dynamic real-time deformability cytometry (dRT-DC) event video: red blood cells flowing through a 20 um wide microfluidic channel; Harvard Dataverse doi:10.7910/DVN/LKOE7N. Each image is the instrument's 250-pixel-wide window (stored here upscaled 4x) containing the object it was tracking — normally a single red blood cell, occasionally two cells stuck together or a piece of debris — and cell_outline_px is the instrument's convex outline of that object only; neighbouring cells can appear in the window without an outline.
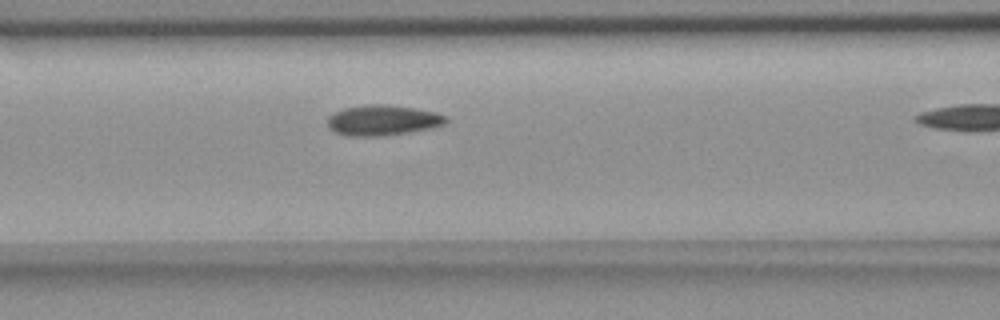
{"species": "common noctule bat (a hibernating species)", "species_latin": "Nyctalus noctula", "temperature_condition": "room temperature", "stored_images_in_passage": 16, "camera_frame_rate_fps": 3000, "um_per_image_px": 0.085, "animal": {"sex": "female", "body_mass_g": 18.4}, "frame": {"image": 1, "passage_image": 12, "time_ms": 3.667, "image_size_px": [1000, 320], "cell_outline_px": [[448, 120], [444, 124], [428, 128], [408, 132], [380, 136], [348, 136], [336, 132], [328, 128], [328, 116], [344, 108], [364, 104], [384, 104], [416, 108], [436, 112], [444, 116]], "centroid_in_image_um": [32.5, 10.21], "position_along_channel_um": 134.1, "area_um2": 20.87}}